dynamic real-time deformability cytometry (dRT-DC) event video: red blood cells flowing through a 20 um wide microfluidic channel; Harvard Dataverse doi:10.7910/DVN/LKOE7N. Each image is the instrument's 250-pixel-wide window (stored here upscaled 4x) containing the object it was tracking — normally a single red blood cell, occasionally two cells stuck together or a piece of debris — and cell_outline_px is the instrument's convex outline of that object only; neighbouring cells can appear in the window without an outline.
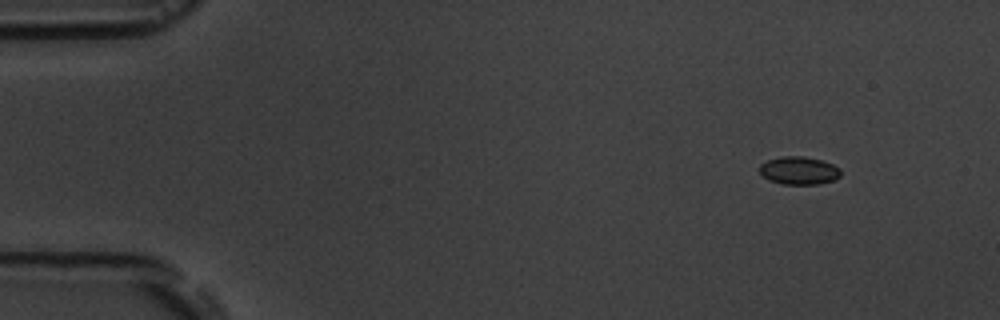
{"species": "common noctule bat (a hibernating species)", "species_latin": "Nyctalus noctula", "temperature_condition": "room temperature", "stored_images_in_passage": 5, "segment_of_instrument_passage": [1, 2], "camera_frame_rate_fps": 3000, "um_per_image_px": 0.085, "animal": {"sex": "male", "body_mass_g": 19.5, "forearm_length_mm": 54.6}, "frame": {"image": 1, "passage_image": 1, "time_ms": 0.0, "image_size_px": [1000, 320], "cell_outline_px": [[840, 176], [832, 180], [820, 184], [784, 184], [768, 180], [760, 172], [760, 164], [768, 160], [784, 156], [804, 156], [820, 160], [832, 164], [840, 168]], "centroid_in_image_um": [67.91, 14.5], "position_along_channel_um": 17.1, "area_um2": 13.06}}